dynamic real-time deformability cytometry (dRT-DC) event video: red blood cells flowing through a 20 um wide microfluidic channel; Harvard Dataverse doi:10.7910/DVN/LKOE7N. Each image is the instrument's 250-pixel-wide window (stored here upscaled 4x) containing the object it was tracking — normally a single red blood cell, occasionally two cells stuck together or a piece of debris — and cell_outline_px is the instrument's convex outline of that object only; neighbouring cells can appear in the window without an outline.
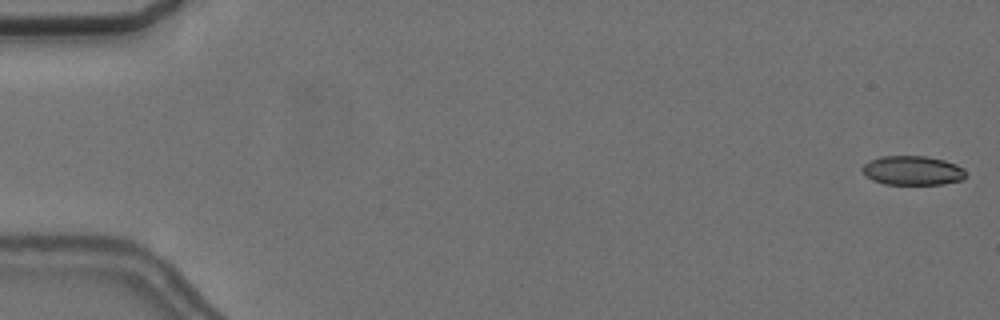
{"species": "common noctule bat (a hibernating species)", "species_latin": "Nyctalus noctula", "temperature_condition": "cold", "stored_images_in_passage": 15, "camera_frame_rate_fps": 3000, "um_per_image_px": 0.085, "animal": {"sex": "female", "body_mass_g": 24.6, "forearm_length_mm": 56.2}, "frame": {"image": 1, "passage_image": 1, "time_ms": 0.0, "image_size_px": [1000, 320], "cell_outline_px": [[968, 176], [964, 180], [944, 184], [884, 184], [872, 180], [864, 176], [860, 168], [868, 160], [880, 156], [924, 156], [944, 160], [956, 164], [964, 168], [968, 172]], "centroid_in_image_um": [77.58, 14.5], "position_along_channel_um": 7.4, "area_um2": 18.09}}
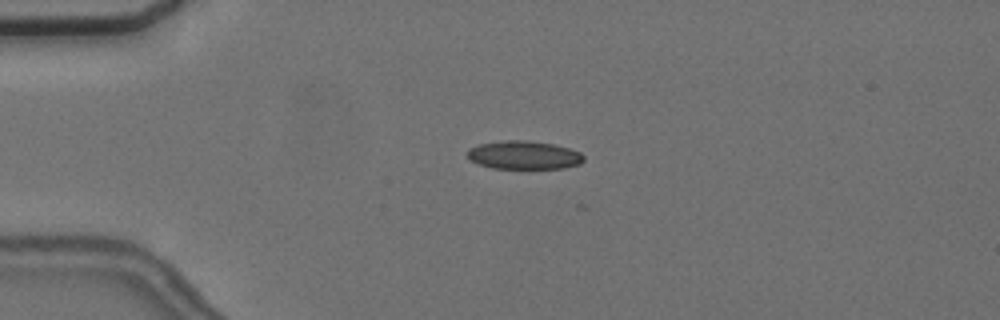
{"frame": {"image": 2, "passage_image": 14, "time_ms": 4.333, "image_size_px": [1000, 320], "cell_outline_px": [[584, 160], [580, 164], [564, 168], [492, 168], [480, 164], [472, 160], [468, 156], [468, 148], [480, 144], [504, 140], [528, 140], [556, 144], [580, 152], [584, 156]], "centroid_in_image_um": [44.57, 13.17], "position_along_channel_um": 40.4, "area_um2": 19.19}}